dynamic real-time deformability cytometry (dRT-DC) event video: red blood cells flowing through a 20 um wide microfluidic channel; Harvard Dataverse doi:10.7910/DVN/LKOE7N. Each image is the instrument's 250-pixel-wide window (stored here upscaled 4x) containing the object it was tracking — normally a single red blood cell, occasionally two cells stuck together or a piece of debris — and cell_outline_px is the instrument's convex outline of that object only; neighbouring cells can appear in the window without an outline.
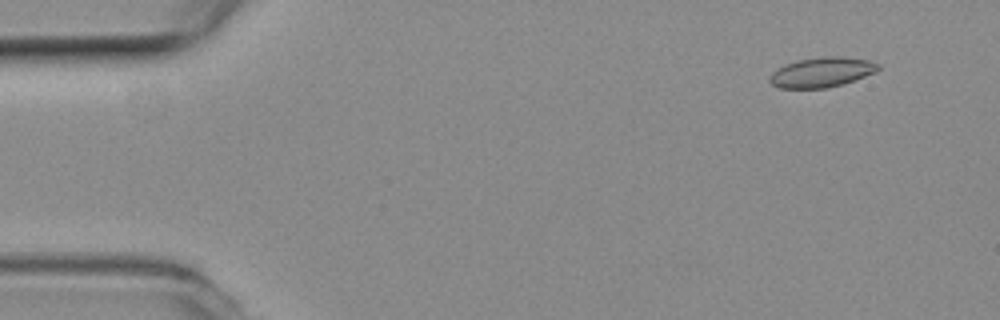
{"species": "common noctule bat (a hibernating species)", "species_latin": "Nyctalus noctula", "temperature_condition": "room temperature", "stored_images_in_passage": 55, "camera_frame_rate_fps": 3000, "um_per_image_px": 0.085, "animal": {"sex": "female", "body_mass_g": 19.3, "forearm_length_mm": 54.1}, "frame": {"image": 1, "passage_image": 5, "time_ms": 1.333, "image_size_px": [1000, 320], "cell_outline_px": [[880, 68], [876, 72], [844, 84], [828, 88], [780, 88], [772, 84], [768, 80], [772, 72], [784, 64], [800, 60], [824, 56], [844, 56], [868, 60], [880, 64]], "centroid_in_image_um": [69.87, 6.14], "position_along_channel_um": 15.1, "area_um2": 19.02}}
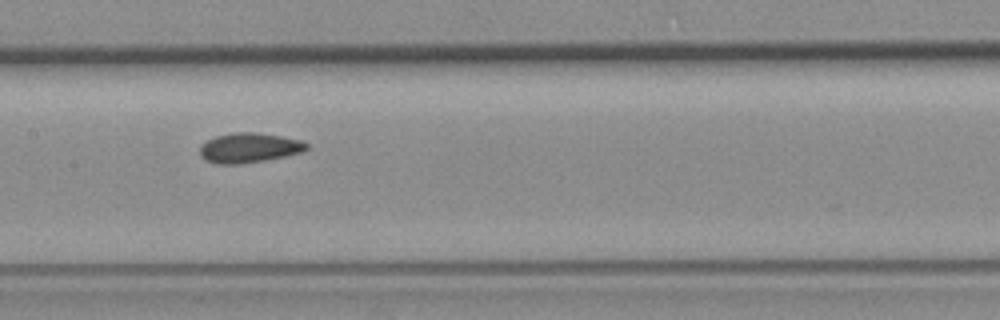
{"frame": {"image": 2, "passage_image": 27, "time_ms": 8.667, "image_size_px": [1000, 320], "cell_outline_px": [[308, 148], [300, 152], [284, 156], [264, 160], [240, 164], [216, 164], [204, 160], [200, 156], [200, 144], [216, 136], [236, 132], [252, 132], [280, 136], [300, 140], [308, 144]], "centroid_in_image_um": [21.12, 12.57], "position_along_channel_um": 186.3, "area_um2": 18.38}}
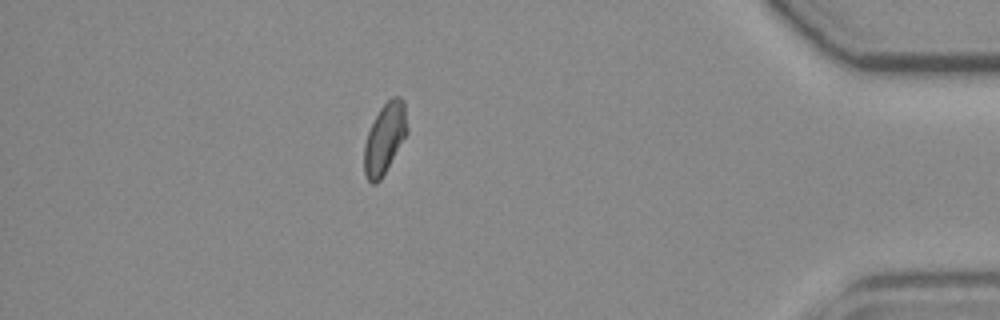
{"frame": {"image": 3, "passage_image": 48, "time_ms": 15.667, "image_size_px": [1000, 320], "cell_outline_px": [[408, 132], [380, 180], [376, 184], [372, 184], [368, 180], [364, 172], [364, 144], [368, 132], [380, 108], [392, 96], [400, 96], [404, 100], [408, 128]], "centroid_in_image_um": [32.71, 11.75], "position_along_channel_um": 402.5, "area_um2": 17.57}, "authors_computed_cell_mechanics": {"area_um2": 18.0914, "velocity_mm_per_s": 3.7821, "shape_relaxation_time_tau1_ms": null, "shape_relaxation_time_tau2_ms": 3.94, "deformation_change_tau1": null, "deformation_change_tau2": 0.0714}}